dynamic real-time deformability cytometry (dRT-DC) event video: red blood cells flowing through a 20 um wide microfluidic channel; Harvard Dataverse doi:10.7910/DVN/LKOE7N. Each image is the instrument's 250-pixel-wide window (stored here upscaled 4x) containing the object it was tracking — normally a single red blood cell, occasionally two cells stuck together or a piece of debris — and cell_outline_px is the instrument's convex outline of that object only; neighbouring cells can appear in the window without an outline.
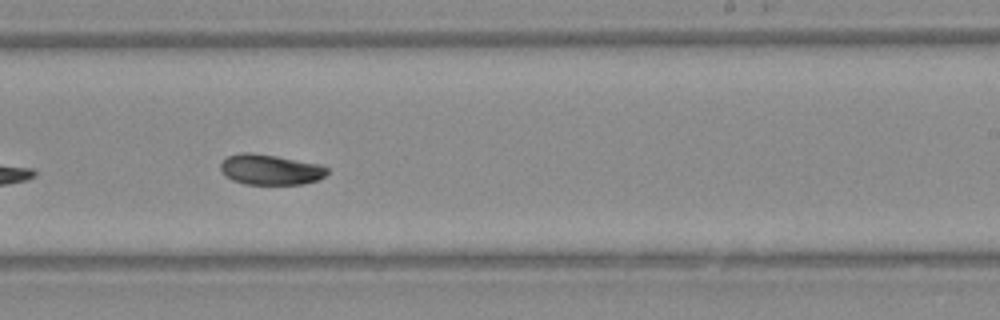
{"species": "Egyptian fruit bat (a non-hibernating species)", "species_latin": "Rousettus aegyptiacus", "temperature_condition": "warm", "stored_images_in_passage": 35, "camera_frame_rate_fps": 3000, "um_per_image_px": 0.085, "animal": {"sex": "female"}, "frame": {"image": 1, "passage_image": 19, "time_ms": 6.0, "image_size_px": [1000, 320], "cell_outline_px": [[328, 172], [324, 176], [316, 180], [304, 184], [244, 184], [232, 180], [224, 176], [220, 168], [220, 164], [228, 156], [240, 152], [252, 152], [276, 156], [320, 164], [328, 168]], "centroid_in_image_um": [22.95, 14.41], "position_along_channel_um": 266.0, "area_um2": 18.96}}